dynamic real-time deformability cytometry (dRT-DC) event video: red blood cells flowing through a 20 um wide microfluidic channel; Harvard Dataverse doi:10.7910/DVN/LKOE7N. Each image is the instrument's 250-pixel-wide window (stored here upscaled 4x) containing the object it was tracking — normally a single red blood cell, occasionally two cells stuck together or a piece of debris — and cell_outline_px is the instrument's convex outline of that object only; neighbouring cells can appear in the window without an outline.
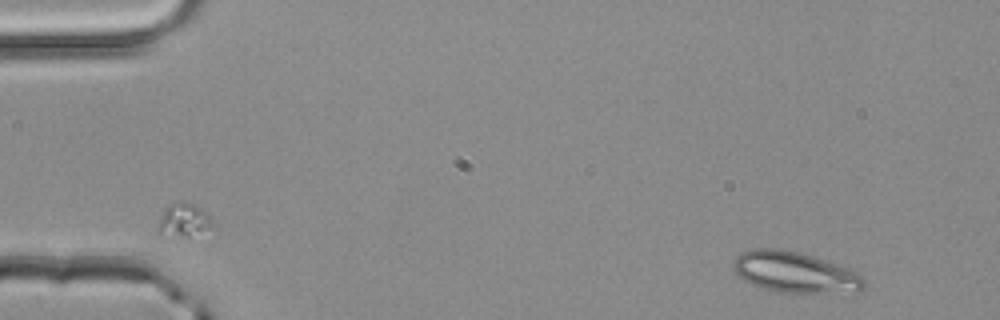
{"species": "common noctule bat (a hibernating species)", "species_latin": "Nyctalus noctula", "temperature_condition": "room temperature", "stored_images_in_passage": 2, "camera_frame_rate_fps": 3000, "um_per_image_px": 0.085, "animal": {"sex": "male", "body_mass_g": 20.4}, "frame": {"image": 1, "passage_image": 1, "time_ms": 0.0, "image_size_px": [1000, 320], "cell_outline_px": [[868, 284], [860, 292], [776, 292], [760, 288], [736, 276], [732, 268], [732, 260], [740, 252], [756, 248], [776, 248], [800, 252], [848, 268], [864, 276]], "centroid_in_image_um": [67.54, 23.14], "position_along_channel_um": 17.5, "area_um2": 31.56}}